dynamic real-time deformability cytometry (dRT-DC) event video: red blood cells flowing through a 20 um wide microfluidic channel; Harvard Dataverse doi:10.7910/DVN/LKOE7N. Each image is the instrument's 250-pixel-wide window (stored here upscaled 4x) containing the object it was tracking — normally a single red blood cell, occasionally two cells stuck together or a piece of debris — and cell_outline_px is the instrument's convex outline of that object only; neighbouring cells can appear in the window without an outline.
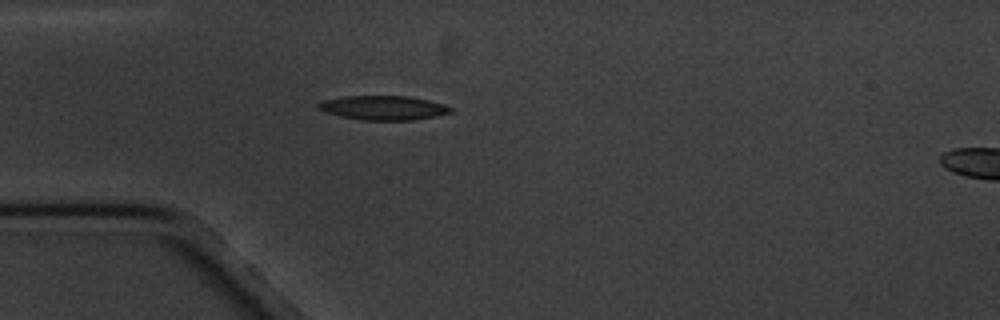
{"species": "common noctule bat (a hibernating species)", "species_latin": "Nyctalus noctula", "temperature_condition": "cold", "stored_images_in_passage": 1, "camera_frame_rate_fps": 3000, "um_per_image_px": 0.085, "animal": {"sex": "male", "body_mass_g": 20.1, "forearm_length_mm": 53.5}, "frame": {"image": 1, "passage_image": 1, "time_ms": 0.0, "image_size_px": [1000, 320], "cell_outline_px": [[452, 112], [436, 116], [412, 120], [360, 120], [340, 116], [324, 112], [316, 108], [316, 104], [324, 100], [344, 96], [408, 96], [428, 100], [444, 104], [452, 108]], "centroid_in_image_um": [32.55, 9.16], "position_along_channel_um": 52.4, "area_um2": 18.79}}